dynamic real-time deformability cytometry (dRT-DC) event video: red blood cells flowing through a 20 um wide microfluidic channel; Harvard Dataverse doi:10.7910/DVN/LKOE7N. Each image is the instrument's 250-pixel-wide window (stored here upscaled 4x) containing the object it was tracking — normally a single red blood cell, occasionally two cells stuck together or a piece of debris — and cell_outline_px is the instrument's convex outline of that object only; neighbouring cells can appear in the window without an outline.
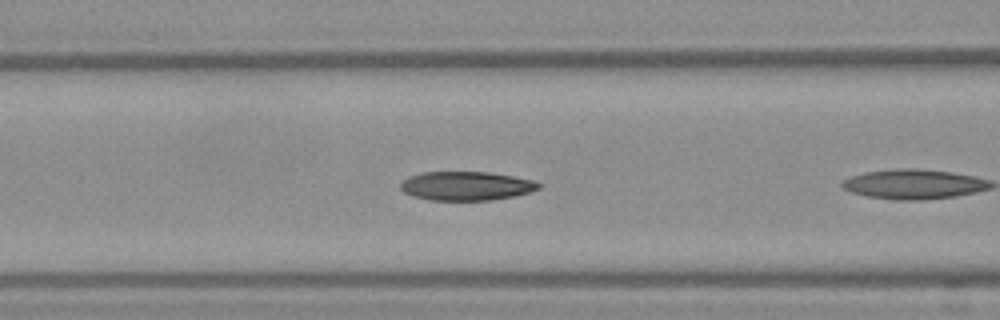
{"species": "Egyptian fruit bat (a non-hibernating species)", "species_latin": "Rousettus aegyptiacus", "temperature_condition": "warm", "stored_images_in_passage": 6, "camera_frame_rate_fps": 3000, "um_per_image_px": 0.085, "frame": {"image": 1, "passage_image": 5, "time_ms": 1.333, "image_size_px": [1000, 320], "cell_outline_px": [[544, 184], [540, 188], [528, 192], [512, 196], [492, 200], [428, 200], [412, 196], [404, 192], [400, 188], [400, 184], [408, 176], [424, 172], [488, 172], [512, 176], [532, 180]], "centroid_in_image_um": [39.61, 15.8], "position_along_channel_um": 127.0, "area_um2": 23.24}}